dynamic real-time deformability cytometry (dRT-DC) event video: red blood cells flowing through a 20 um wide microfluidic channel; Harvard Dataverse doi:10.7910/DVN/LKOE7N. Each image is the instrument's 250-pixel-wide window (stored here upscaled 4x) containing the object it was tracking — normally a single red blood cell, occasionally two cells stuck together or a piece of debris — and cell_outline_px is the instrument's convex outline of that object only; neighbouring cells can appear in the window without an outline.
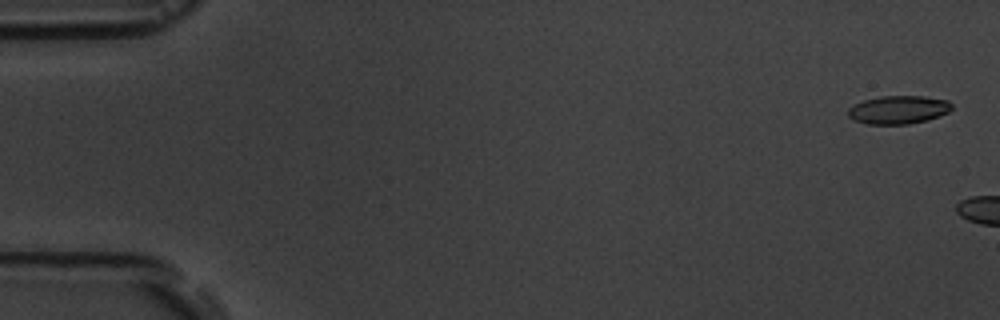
{"species": "common noctule bat (a hibernating species)", "species_latin": "Nyctalus noctula", "temperature_condition": "room temperature", "stored_images_in_passage": 2, "camera_frame_rate_fps": 3000, "um_per_image_px": 0.085, "animal": {"sex": "male", "body_mass_g": 19.5, "forearm_length_mm": 54.6}, "frame": {"image": 1, "passage_image": 1, "time_ms": 0.0, "image_size_px": [1000, 320], "cell_outline_px": [[952, 108], [948, 112], [940, 116], [928, 120], [908, 124], [864, 124], [852, 120], [848, 116], [848, 108], [852, 104], [864, 100], [880, 96], [924, 96], [948, 100], [952, 104]], "centroid_in_image_um": [76.34, 9.33], "position_along_channel_um": 8.7, "area_um2": 17.34}}